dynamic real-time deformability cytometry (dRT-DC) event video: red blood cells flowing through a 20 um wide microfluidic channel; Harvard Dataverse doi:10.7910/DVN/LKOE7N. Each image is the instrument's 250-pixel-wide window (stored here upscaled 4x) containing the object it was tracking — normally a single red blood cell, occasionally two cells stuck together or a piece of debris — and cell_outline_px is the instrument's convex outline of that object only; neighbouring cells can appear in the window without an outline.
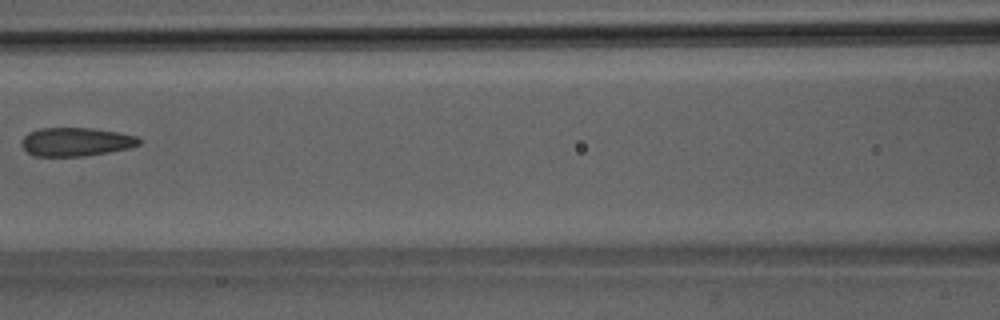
{"species": "Egyptian fruit bat (a non-hibernating species)", "species_latin": "Rousettus aegyptiacus", "temperature_condition": "room temperature", "stored_images_in_passage": 4, "camera_frame_rate_fps": 3000, "um_per_image_px": 0.085, "animal": {"sex": "male"}, "frame": {"image": 1, "passage_image": 4, "time_ms": 3.667, "image_size_px": [1000, 320], "cell_outline_px": [[140, 144], [128, 148], [108, 152], [84, 156], [32, 156], [20, 144], [24, 136], [28, 132], [40, 128], [92, 128], [116, 132], [136, 136], [140, 140]], "centroid_in_image_um": [6.41, 12.05], "position_along_channel_um": 160.2, "area_um2": 19.48}}